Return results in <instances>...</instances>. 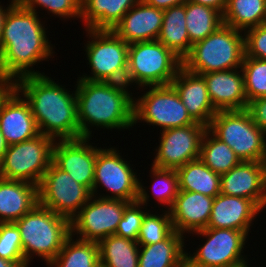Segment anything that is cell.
Returning a JSON list of instances; mask_svg holds the SVG:
<instances>
[{"instance_id":"obj_2","label":"cell","mask_w":266,"mask_h":267,"mask_svg":"<svg viewBox=\"0 0 266 267\" xmlns=\"http://www.w3.org/2000/svg\"><path fill=\"white\" fill-rule=\"evenodd\" d=\"M13 87L28 102L41 134L55 141L80 138L76 90L70 93L45 74L20 78Z\"/></svg>"},{"instance_id":"obj_27","label":"cell","mask_w":266,"mask_h":267,"mask_svg":"<svg viewBox=\"0 0 266 267\" xmlns=\"http://www.w3.org/2000/svg\"><path fill=\"white\" fill-rule=\"evenodd\" d=\"M186 3L163 10V23L158 41L182 61L190 54L192 43L186 29Z\"/></svg>"},{"instance_id":"obj_4","label":"cell","mask_w":266,"mask_h":267,"mask_svg":"<svg viewBox=\"0 0 266 267\" xmlns=\"http://www.w3.org/2000/svg\"><path fill=\"white\" fill-rule=\"evenodd\" d=\"M21 235L25 262L29 265L33 255L47 265L58 255L66 238L71 234L70 220L54 213L39 203L14 222Z\"/></svg>"},{"instance_id":"obj_37","label":"cell","mask_w":266,"mask_h":267,"mask_svg":"<svg viewBox=\"0 0 266 267\" xmlns=\"http://www.w3.org/2000/svg\"><path fill=\"white\" fill-rule=\"evenodd\" d=\"M241 68L244 74L247 101L266 97V60L245 55Z\"/></svg>"},{"instance_id":"obj_20","label":"cell","mask_w":266,"mask_h":267,"mask_svg":"<svg viewBox=\"0 0 266 267\" xmlns=\"http://www.w3.org/2000/svg\"><path fill=\"white\" fill-rule=\"evenodd\" d=\"M201 76L205 80L211 103L217 111L247 109L242 68L213 71Z\"/></svg>"},{"instance_id":"obj_48","label":"cell","mask_w":266,"mask_h":267,"mask_svg":"<svg viewBox=\"0 0 266 267\" xmlns=\"http://www.w3.org/2000/svg\"><path fill=\"white\" fill-rule=\"evenodd\" d=\"M178 267H199L194 264H192L188 259H184Z\"/></svg>"},{"instance_id":"obj_5","label":"cell","mask_w":266,"mask_h":267,"mask_svg":"<svg viewBox=\"0 0 266 267\" xmlns=\"http://www.w3.org/2000/svg\"><path fill=\"white\" fill-rule=\"evenodd\" d=\"M243 31L225 24L192 45L183 67L195 74L241 68L245 56Z\"/></svg>"},{"instance_id":"obj_9","label":"cell","mask_w":266,"mask_h":267,"mask_svg":"<svg viewBox=\"0 0 266 267\" xmlns=\"http://www.w3.org/2000/svg\"><path fill=\"white\" fill-rule=\"evenodd\" d=\"M55 140L38 136L9 145L0 163V177L39 185L53 159Z\"/></svg>"},{"instance_id":"obj_6","label":"cell","mask_w":266,"mask_h":267,"mask_svg":"<svg viewBox=\"0 0 266 267\" xmlns=\"http://www.w3.org/2000/svg\"><path fill=\"white\" fill-rule=\"evenodd\" d=\"M183 61L158 40L129 44L126 84L137 88L171 85Z\"/></svg>"},{"instance_id":"obj_33","label":"cell","mask_w":266,"mask_h":267,"mask_svg":"<svg viewBox=\"0 0 266 267\" xmlns=\"http://www.w3.org/2000/svg\"><path fill=\"white\" fill-rule=\"evenodd\" d=\"M200 159L219 175L228 172L241 162L235 152L225 142L218 139L208 128L202 138Z\"/></svg>"},{"instance_id":"obj_35","label":"cell","mask_w":266,"mask_h":267,"mask_svg":"<svg viewBox=\"0 0 266 267\" xmlns=\"http://www.w3.org/2000/svg\"><path fill=\"white\" fill-rule=\"evenodd\" d=\"M163 212L161 215L149 211L145 214L136 241L138 245H151L163 241L174 231L169 211Z\"/></svg>"},{"instance_id":"obj_30","label":"cell","mask_w":266,"mask_h":267,"mask_svg":"<svg viewBox=\"0 0 266 267\" xmlns=\"http://www.w3.org/2000/svg\"><path fill=\"white\" fill-rule=\"evenodd\" d=\"M223 24L243 32L266 24V0H227Z\"/></svg>"},{"instance_id":"obj_17","label":"cell","mask_w":266,"mask_h":267,"mask_svg":"<svg viewBox=\"0 0 266 267\" xmlns=\"http://www.w3.org/2000/svg\"><path fill=\"white\" fill-rule=\"evenodd\" d=\"M220 193L248 198L261 210L266 208V162L241 161L221 175Z\"/></svg>"},{"instance_id":"obj_3","label":"cell","mask_w":266,"mask_h":267,"mask_svg":"<svg viewBox=\"0 0 266 267\" xmlns=\"http://www.w3.org/2000/svg\"><path fill=\"white\" fill-rule=\"evenodd\" d=\"M76 83L80 138H92L90 126L108 130L134 126V97L127 84L80 78Z\"/></svg>"},{"instance_id":"obj_43","label":"cell","mask_w":266,"mask_h":267,"mask_svg":"<svg viewBox=\"0 0 266 267\" xmlns=\"http://www.w3.org/2000/svg\"><path fill=\"white\" fill-rule=\"evenodd\" d=\"M188 1L214 8L215 10H218L222 15L227 5V0H188Z\"/></svg>"},{"instance_id":"obj_49","label":"cell","mask_w":266,"mask_h":267,"mask_svg":"<svg viewBox=\"0 0 266 267\" xmlns=\"http://www.w3.org/2000/svg\"><path fill=\"white\" fill-rule=\"evenodd\" d=\"M248 260L240 263V264H237V265H234V266H229V267H249L250 265L248 264L247 262Z\"/></svg>"},{"instance_id":"obj_36","label":"cell","mask_w":266,"mask_h":267,"mask_svg":"<svg viewBox=\"0 0 266 267\" xmlns=\"http://www.w3.org/2000/svg\"><path fill=\"white\" fill-rule=\"evenodd\" d=\"M152 180L154 183L151 185V195L156 198L157 202L165 209L169 210L179 193L178 175L174 169H163L152 166L151 171Z\"/></svg>"},{"instance_id":"obj_13","label":"cell","mask_w":266,"mask_h":267,"mask_svg":"<svg viewBox=\"0 0 266 267\" xmlns=\"http://www.w3.org/2000/svg\"><path fill=\"white\" fill-rule=\"evenodd\" d=\"M191 234L205 237L204 245L190 254L186 259L199 267H229L247 260L244 252L248 235L239 230L227 228H205ZM246 258V259H245Z\"/></svg>"},{"instance_id":"obj_40","label":"cell","mask_w":266,"mask_h":267,"mask_svg":"<svg viewBox=\"0 0 266 267\" xmlns=\"http://www.w3.org/2000/svg\"><path fill=\"white\" fill-rule=\"evenodd\" d=\"M245 35V55L266 60V24L247 29Z\"/></svg>"},{"instance_id":"obj_24","label":"cell","mask_w":266,"mask_h":267,"mask_svg":"<svg viewBox=\"0 0 266 267\" xmlns=\"http://www.w3.org/2000/svg\"><path fill=\"white\" fill-rule=\"evenodd\" d=\"M38 203L37 185L0 177V223L19 220Z\"/></svg>"},{"instance_id":"obj_22","label":"cell","mask_w":266,"mask_h":267,"mask_svg":"<svg viewBox=\"0 0 266 267\" xmlns=\"http://www.w3.org/2000/svg\"><path fill=\"white\" fill-rule=\"evenodd\" d=\"M213 202L214 197L179 190L172 207L168 210L174 230L184 235L207 228Z\"/></svg>"},{"instance_id":"obj_8","label":"cell","mask_w":266,"mask_h":267,"mask_svg":"<svg viewBox=\"0 0 266 267\" xmlns=\"http://www.w3.org/2000/svg\"><path fill=\"white\" fill-rule=\"evenodd\" d=\"M85 30L91 37L84 49L92 75L78 78L126 84L129 44L112 30Z\"/></svg>"},{"instance_id":"obj_25","label":"cell","mask_w":266,"mask_h":267,"mask_svg":"<svg viewBox=\"0 0 266 267\" xmlns=\"http://www.w3.org/2000/svg\"><path fill=\"white\" fill-rule=\"evenodd\" d=\"M139 0H81L85 29L112 30Z\"/></svg>"},{"instance_id":"obj_12","label":"cell","mask_w":266,"mask_h":267,"mask_svg":"<svg viewBox=\"0 0 266 267\" xmlns=\"http://www.w3.org/2000/svg\"><path fill=\"white\" fill-rule=\"evenodd\" d=\"M38 196L40 205L71 220L92 193L52 162L38 185Z\"/></svg>"},{"instance_id":"obj_46","label":"cell","mask_w":266,"mask_h":267,"mask_svg":"<svg viewBox=\"0 0 266 267\" xmlns=\"http://www.w3.org/2000/svg\"><path fill=\"white\" fill-rule=\"evenodd\" d=\"M26 262H13L0 257V267H28Z\"/></svg>"},{"instance_id":"obj_29","label":"cell","mask_w":266,"mask_h":267,"mask_svg":"<svg viewBox=\"0 0 266 267\" xmlns=\"http://www.w3.org/2000/svg\"><path fill=\"white\" fill-rule=\"evenodd\" d=\"M70 234L50 267H100L99 245Z\"/></svg>"},{"instance_id":"obj_23","label":"cell","mask_w":266,"mask_h":267,"mask_svg":"<svg viewBox=\"0 0 266 267\" xmlns=\"http://www.w3.org/2000/svg\"><path fill=\"white\" fill-rule=\"evenodd\" d=\"M262 210L250 199L219 194L214 197L207 228H227L249 235L250 226Z\"/></svg>"},{"instance_id":"obj_21","label":"cell","mask_w":266,"mask_h":267,"mask_svg":"<svg viewBox=\"0 0 266 267\" xmlns=\"http://www.w3.org/2000/svg\"><path fill=\"white\" fill-rule=\"evenodd\" d=\"M171 85L178 92L190 117L196 123L209 127L218 111L211 103L204 78L182 66Z\"/></svg>"},{"instance_id":"obj_38","label":"cell","mask_w":266,"mask_h":267,"mask_svg":"<svg viewBox=\"0 0 266 267\" xmlns=\"http://www.w3.org/2000/svg\"><path fill=\"white\" fill-rule=\"evenodd\" d=\"M16 2L21 7L36 13L39 12L35 8H44L48 13L63 20L81 18V0H16Z\"/></svg>"},{"instance_id":"obj_18","label":"cell","mask_w":266,"mask_h":267,"mask_svg":"<svg viewBox=\"0 0 266 267\" xmlns=\"http://www.w3.org/2000/svg\"><path fill=\"white\" fill-rule=\"evenodd\" d=\"M0 130L8 146L40 134L28 102L14 87L0 102Z\"/></svg>"},{"instance_id":"obj_34","label":"cell","mask_w":266,"mask_h":267,"mask_svg":"<svg viewBox=\"0 0 266 267\" xmlns=\"http://www.w3.org/2000/svg\"><path fill=\"white\" fill-rule=\"evenodd\" d=\"M145 188V189H144ZM147 187H144L139 180V193L137 201L130 202L124 209L123 216L118 224L116 235L137 241L143 218L148 212L143 210L147 206L149 200ZM146 204V205H145Z\"/></svg>"},{"instance_id":"obj_26","label":"cell","mask_w":266,"mask_h":267,"mask_svg":"<svg viewBox=\"0 0 266 267\" xmlns=\"http://www.w3.org/2000/svg\"><path fill=\"white\" fill-rule=\"evenodd\" d=\"M184 238L174 230L163 241L139 245L142 249L139 248L138 267H178L186 258Z\"/></svg>"},{"instance_id":"obj_45","label":"cell","mask_w":266,"mask_h":267,"mask_svg":"<svg viewBox=\"0 0 266 267\" xmlns=\"http://www.w3.org/2000/svg\"><path fill=\"white\" fill-rule=\"evenodd\" d=\"M13 88V83L6 80H0V102L3 97Z\"/></svg>"},{"instance_id":"obj_10","label":"cell","mask_w":266,"mask_h":267,"mask_svg":"<svg viewBox=\"0 0 266 267\" xmlns=\"http://www.w3.org/2000/svg\"><path fill=\"white\" fill-rule=\"evenodd\" d=\"M145 92L138 99L134 97L135 125L143 121L148 125L161 127L163 131L196 123L172 85L149 86V90Z\"/></svg>"},{"instance_id":"obj_16","label":"cell","mask_w":266,"mask_h":267,"mask_svg":"<svg viewBox=\"0 0 266 267\" xmlns=\"http://www.w3.org/2000/svg\"><path fill=\"white\" fill-rule=\"evenodd\" d=\"M90 139L56 140L52 162L92 192L97 146Z\"/></svg>"},{"instance_id":"obj_42","label":"cell","mask_w":266,"mask_h":267,"mask_svg":"<svg viewBox=\"0 0 266 267\" xmlns=\"http://www.w3.org/2000/svg\"><path fill=\"white\" fill-rule=\"evenodd\" d=\"M141 1L161 10H166L172 6H178L188 2V0H141Z\"/></svg>"},{"instance_id":"obj_31","label":"cell","mask_w":266,"mask_h":267,"mask_svg":"<svg viewBox=\"0 0 266 267\" xmlns=\"http://www.w3.org/2000/svg\"><path fill=\"white\" fill-rule=\"evenodd\" d=\"M100 267H138L139 245L116 234L99 243Z\"/></svg>"},{"instance_id":"obj_1","label":"cell","mask_w":266,"mask_h":267,"mask_svg":"<svg viewBox=\"0 0 266 267\" xmlns=\"http://www.w3.org/2000/svg\"><path fill=\"white\" fill-rule=\"evenodd\" d=\"M43 24L38 13L17 2L8 10L0 42V80L14 83L26 76L44 75L32 69L54 53Z\"/></svg>"},{"instance_id":"obj_28","label":"cell","mask_w":266,"mask_h":267,"mask_svg":"<svg viewBox=\"0 0 266 267\" xmlns=\"http://www.w3.org/2000/svg\"><path fill=\"white\" fill-rule=\"evenodd\" d=\"M179 190L216 197L220 194L221 175L212 171L201 159L190 161L176 169Z\"/></svg>"},{"instance_id":"obj_32","label":"cell","mask_w":266,"mask_h":267,"mask_svg":"<svg viewBox=\"0 0 266 267\" xmlns=\"http://www.w3.org/2000/svg\"><path fill=\"white\" fill-rule=\"evenodd\" d=\"M186 29L192 44L205 39L223 25V15L214 8L186 2Z\"/></svg>"},{"instance_id":"obj_7","label":"cell","mask_w":266,"mask_h":267,"mask_svg":"<svg viewBox=\"0 0 266 267\" xmlns=\"http://www.w3.org/2000/svg\"><path fill=\"white\" fill-rule=\"evenodd\" d=\"M208 129L241 161L266 162V135L253 122L247 109L218 111Z\"/></svg>"},{"instance_id":"obj_47","label":"cell","mask_w":266,"mask_h":267,"mask_svg":"<svg viewBox=\"0 0 266 267\" xmlns=\"http://www.w3.org/2000/svg\"><path fill=\"white\" fill-rule=\"evenodd\" d=\"M7 147H8V145H7L3 135L1 133V130H0V163L2 161V158L4 156V153H5L6 149H7Z\"/></svg>"},{"instance_id":"obj_15","label":"cell","mask_w":266,"mask_h":267,"mask_svg":"<svg viewBox=\"0 0 266 267\" xmlns=\"http://www.w3.org/2000/svg\"><path fill=\"white\" fill-rule=\"evenodd\" d=\"M207 128L195 123L160 130V144L155 150L157 153L152 166L176 170L190 161L199 159L202 138Z\"/></svg>"},{"instance_id":"obj_14","label":"cell","mask_w":266,"mask_h":267,"mask_svg":"<svg viewBox=\"0 0 266 267\" xmlns=\"http://www.w3.org/2000/svg\"><path fill=\"white\" fill-rule=\"evenodd\" d=\"M129 203L92 195L70 220L71 234H77L82 240L99 243L107 236L115 234L124 209Z\"/></svg>"},{"instance_id":"obj_41","label":"cell","mask_w":266,"mask_h":267,"mask_svg":"<svg viewBox=\"0 0 266 267\" xmlns=\"http://www.w3.org/2000/svg\"><path fill=\"white\" fill-rule=\"evenodd\" d=\"M247 110L253 122L266 135V97L255 98L248 102Z\"/></svg>"},{"instance_id":"obj_44","label":"cell","mask_w":266,"mask_h":267,"mask_svg":"<svg viewBox=\"0 0 266 267\" xmlns=\"http://www.w3.org/2000/svg\"><path fill=\"white\" fill-rule=\"evenodd\" d=\"M1 3V2H0ZM16 3V0H11L9 5H7L8 7L4 8L1 4H0V42H1V37H2V30H3V23H4V19L5 16L8 12V10Z\"/></svg>"},{"instance_id":"obj_39","label":"cell","mask_w":266,"mask_h":267,"mask_svg":"<svg viewBox=\"0 0 266 267\" xmlns=\"http://www.w3.org/2000/svg\"><path fill=\"white\" fill-rule=\"evenodd\" d=\"M0 257L25 262L20 231L14 222L0 223Z\"/></svg>"},{"instance_id":"obj_11","label":"cell","mask_w":266,"mask_h":267,"mask_svg":"<svg viewBox=\"0 0 266 267\" xmlns=\"http://www.w3.org/2000/svg\"><path fill=\"white\" fill-rule=\"evenodd\" d=\"M122 158L117 148H97L94 182L92 187V195L106 198L118 199L127 202L137 201L139 193V178L134 172L133 167ZM106 188L112 193L99 194L98 188Z\"/></svg>"},{"instance_id":"obj_19","label":"cell","mask_w":266,"mask_h":267,"mask_svg":"<svg viewBox=\"0 0 266 267\" xmlns=\"http://www.w3.org/2000/svg\"><path fill=\"white\" fill-rule=\"evenodd\" d=\"M163 23V10L139 0L112 31L127 44L157 40Z\"/></svg>"}]
</instances>
